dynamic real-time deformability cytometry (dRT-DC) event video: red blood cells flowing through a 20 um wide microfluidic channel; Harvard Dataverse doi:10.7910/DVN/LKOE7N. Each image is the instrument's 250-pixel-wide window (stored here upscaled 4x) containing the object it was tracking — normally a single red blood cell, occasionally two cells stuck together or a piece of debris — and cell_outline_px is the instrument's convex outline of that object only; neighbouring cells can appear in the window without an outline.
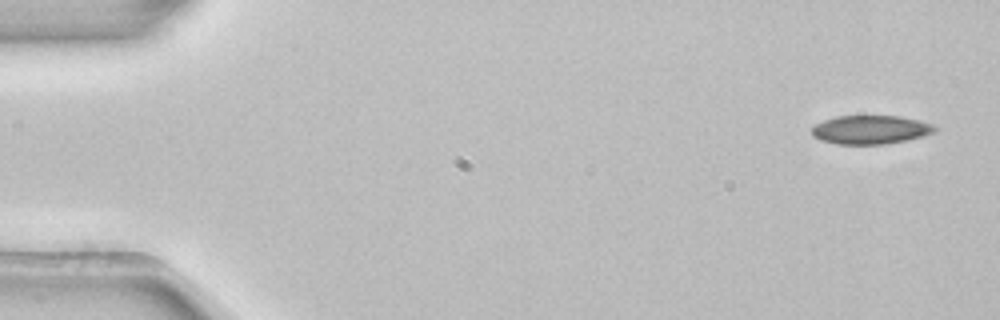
{"species": "common noctule bat (a hibernating species)", "species_latin": "Nyctalus noctula", "temperature_condition": "room temperature", "stored_images_in_passage": 5, "camera_frame_rate_fps": 3000, "um_per_image_px": 0.085, "animal": {"sex": "female", "body_mass_g": 22.7, "forearm_length_mm": 54.2}, "frame": {"image": 1, "passage_image": 1, "time_ms": 0.0, "image_size_px": [1000, 320], "cell_outline_px": [[940, 128], [924, 136], [888, 144], [836, 144], [820, 140], [812, 136], [812, 128], [816, 124], [824, 120], [836, 116], [900, 116], [920, 120], [932, 124]], "centroid_in_image_um": [74.01, 11.02], "position_along_channel_um": 11.0, "area_um2": 20.69}}